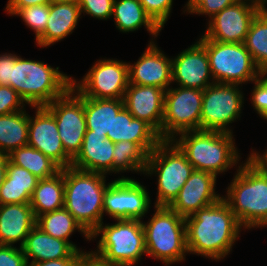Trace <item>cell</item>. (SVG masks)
<instances>
[{
	"mask_svg": "<svg viewBox=\"0 0 267 266\" xmlns=\"http://www.w3.org/2000/svg\"><path fill=\"white\" fill-rule=\"evenodd\" d=\"M185 224L188 253L214 260L230 253L242 228L223 198L185 218Z\"/></svg>",
	"mask_w": 267,
	"mask_h": 266,
	"instance_id": "1",
	"label": "cell"
},
{
	"mask_svg": "<svg viewBox=\"0 0 267 266\" xmlns=\"http://www.w3.org/2000/svg\"><path fill=\"white\" fill-rule=\"evenodd\" d=\"M64 208L91 236L103 222V196L106 175L84 171L72 166L63 168Z\"/></svg>",
	"mask_w": 267,
	"mask_h": 266,
	"instance_id": "2",
	"label": "cell"
},
{
	"mask_svg": "<svg viewBox=\"0 0 267 266\" xmlns=\"http://www.w3.org/2000/svg\"><path fill=\"white\" fill-rule=\"evenodd\" d=\"M245 229L267 226V174L249 158L222 197Z\"/></svg>",
	"mask_w": 267,
	"mask_h": 266,
	"instance_id": "3",
	"label": "cell"
},
{
	"mask_svg": "<svg viewBox=\"0 0 267 266\" xmlns=\"http://www.w3.org/2000/svg\"><path fill=\"white\" fill-rule=\"evenodd\" d=\"M172 141L185 154L194 170L218 174L240 160L233 134L218 131H184Z\"/></svg>",
	"mask_w": 267,
	"mask_h": 266,
	"instance_id": "4",
	"label": "cell"
},
{
	"mask_svg": "<svg viewBox=\"0 0 267 266\" xmlns=\"http://www.w3.org/2000/svg\"><path fill=\"white\" fill-rule=\"evenodd\" d=\"M73 78L42 61L19 57L14 66L10 87L29 106H46L72 87Z\"/></svg>",
	"mask_w": 267,
	"mask_h": 266,
	"instance_id": "5",
	"label": "cell"
},
{
	"mask_svg": "<svg viewBox=\"0 0 267 266\" xmlns=\"http://www.w3.org/2000/svg\"><path fill=\"white\" fill-rule=\"evenodd\" d=\"M117 223L103 225L90 236L96 239L99 234L97 251L90 253L108 264L133 266L145 255V238L143 222L139 220L122 219Z\"/></svg>",
	"mask_w": 267,
	"mask_h": 266,
	"instance_id": "6",
	"label": "cell"
},
{
	"mask_svg": "<svg viewBox=\"0 0 267 266\" xmlns=\"http://www.w3.org/2000/svg\"><path fill=\"white\" fill-rule=\"evenodd\" d=\"M153 217L143 223L146 254L165 265L185 260V218L168 206H155Z\"/></svg>",
	"mask_w": 267,
	"mask_h": 266,
	"instance_id": "7",
	"label": "cell"
},
{
	"mask_svg": "<svg viewBox=\"0 0 267 266\" xmlns=\"http://www.w3.org/2000/svg\"><path fill=\"white\" fill-rule=\"evenodd\" d=\"M193 171L180 148L172 140H162L148 154L144 172L158 177L155 206H169Z\"/></svg>",
	"mask_w": 267,
	"mask_h": 266,
	"instance_id": "8",
	"label": "cell"
},
{
	"mask_svg": "<svg viewBox=\"0 0 267 266\" xmlns=\"http://www.w3.org/2000/svg\"><path fill=\"white\" fill-rule=\"evenodd\" d=\"M198 42L206 49L214 82L241 85L263 75L243 43H222L203 36Z\"/></svg>",
	"mask_w": 267,
	"mask_h": 266,
	"instance_id": "9",
	"label": "cell"
},
{
	"mask_svg": "<svg viewBox=\"0 0 267 266\" xmlns=\"http://www.w3.org/2000/svg\"><path fill=\"white\" fill-rule=\"evenodd\" d=\"M203 90L168 88L164 96L162 140H172L184 131L200 130Z\"/></svg>",
	"mask_w": 267,
	"mask_h": 266,
	"instance_id": "10",
	"label": "cell"
},
{
	"mask_svg": "<svg viewBox=\"0 0 267 266\" xmlns=\"http://www.w3.org/2000/svg\"><path fill=\"white\" fill-rule=\"evenodd\" d=\"M238 86L214 82L203 90L200 130L232 134L228 126L240 117L244 103Z\"/></svg>",
	"mask_w": 267,
	"mask_h": 266,
	"instance_id": "11",
	"label": "cell"
},
{
	"mask_svg": "<svg viewBox=\"0 0 267 266\" xmlns=\"http://www.w3.org/2000/svg\"><path fill=\"white\" fill-rule=\"evenodd\" d=\"M75 93V94H74ZM74 94V95H73ZM54 116L65 152L74 159L86 133L84 96L72 86L64 95L45 106Z\"/></svg>",
	"mask_w": 267,
	"mask_h": 266,
	"instance_id": "12",
	"label": "cell"
},
{
	"mask_svg": "<svg viewBox=\"0 0 267 266\" xmlns=\"http://www.w3.org/2000/svg\"><path fill=\"white\" fill-rule=\"evenodd\" d=\"M72 86L82 96L96 99H124L129 84L128 63L101 59L95 63L81 82Z\"/></svg>",
	"mask_w": 267,
	"mask_h": 266,
	"instance_id": "13",
	"label": "cell"
},
{
	"mask_svg": "<svg viewBox=\"0 0 267 266\" xmlns=\"http://www.w3.org/2000/svg\"><path fill=\"white\" fill-rule=\"evenodd\" d=\"M146 188L134 179L118 178L107 186L103 196V213L116 220H139L150 207Z\"/></svg>",
	"mask_w": 267,
	"mask_h": 266,
	"instance_id": "14",
	"label": "cell"
},
{
	"mask_svg": "<svg viewBox=\"0 0 267 266\" xmlns=\"http://www.w3.org/2000/svg\"><path fill=\"white\" fill-rule=\"evenodd\" d=\"M262 9L246 1H236L209 19L203 35L222 43H243L250 24Z\"/></svg>",
	"mask_w": 267,
	"mask_h": 266,
	"instance_id": "15",
	"label": "cell"
},
{
	"mask_svg": "<svg viewBox=\"0 0 267 266\" xmlns=\"http://www.w3.org/2000/svg\"><path fill=\"white\" fill-rule=\"evenodd\" d=\"M36 108L35 117L29 115L28 144L52 159L61 168L71 166L72 158L65 152L53 114L45 106Z\"/></svg>",
	"mask_w": 267,
	"mask_h": 266,
	"instance_id": "16",
	"label": "cell"
},
{
	"mask_svg": "<svg viewBox=\"0 0 267 266\" xmlns=\"http://www.w3.org/2000/svg\"><path fill=\"white\" fill-rule=\"evenodd\" d=\"M216 178L212 173L194 170L168 207L187 218L199 209L215 204L223 197L215 192Z\"/></svg>",
	"mask_w": 267,
	"mask_h": 266,
	"instance_id": "17",
	"label": "cell"
},
{
	"mask_svg": "<svg viewBox=\"0 0 267 266\" xmlns=\"http://www.w3.org/2000/svg\"><path fill=\"white\" fill-rule=\"evenodd\" d=\"M171 73L172 82L184 88L204 90L214 83L206 49L198 41L172 59Z\"/></svg>",
	"mask_w": 267,
	"mask_h": 266,
	"instance_id": "18",
	"label": "cell"
},
{
	"mask_svg": "<svg viewBox=\"0 0 267 266\" xmlns=\"http://www.w3.org/2000/svg\"><path fill=\"white\" fill-rule=\"evenodd\" d=\"M165 90L154 86L128 84L124 107L136 118L148 123L162 139Z\"/></svg>",
	"mask_w": 267,
	"mask_h": 266,
	"instance_id": "19",
	"label": "cell"
},
{
	"mask_svg": "<svg viewBox=\"0 0 267 266\" xmlns=\"http://www.w3.org/2000/svg\"><path fill=\"white\" fill-rule=\"evenodd\" d=\"M171 70L172 58L166 57L151 40L137 62L132 65L128 63L129 83L159 87L166 91L172 83Z\"/></svg>",
	"mask_w": 267,
	"mask_h": 266,
	"instance_id": "20",
	"label": "cell"
},
{
	"mask_svg": "<svg viewBox=\"0 0 267 266\" xmlns=\"http://www.w3.org/2000/svg\"><path fill=\"white\" fill-rule=\"evenodd\" d=\"M113 151L114 143L106 138V134H93V131L86 130L81 150L71 166L107 175L113 172Z\"/></svg>",
	"mask_w": 267,
	"mask_h": 266,
	"instance_id": "21",
	"label": "cell"
},
{
	"mask_svg": "<svg viewBox=\"0 0 267 266\" xmlns=\"http://www.w3.org/2000/svg\"><path fill=\"white\" fill-rule=\"evenodd\" d=\"M36 226V218L30 203L0 205V245L12 246L26 237Z\"/></svg>",
	"mask_w": 267,
	"mask_h": 266,
	"instance_id": "22",
	"label": "cell"
},
{
	"mask_svg": "<svg viewBox=\"0 0 267 266\" xmlns=\"http://www.w3.org/2000/svg\"><path fill=\"white\" fill-rule=\"evenodd\" d=\"M136 143L147 155L162 141L159 134L145 121L134 118L123 107L113 117L112 142Z\"/></svg>",
	"mask_w": 267,
	"mask_h": 266,
	"instance_id": "23",
	"label": "cell"
},
{
	"mask_svg": "<svg viewBox=\"0 0 267 266\" xmlns=\"http://www.w3.org/2000/svg\"><path fill=\"white\" fill-rule=\"evenodd\" d=\"M81 14L78 1H52L46 29L36 43L40 47H47L64 39L76 28Z\"/></svg>",
	"mask_w": 267,
	"mask_h": 266,
	"instance_id": "24",
	"label": "cell"
},
{
	"mask_svg": "<svg viewBox=\"0 0 267 266\" xmlns=\"http://www.w3.org/2000/svg\"><path fill=\"white\" fill-rule=\"evenodd\" d=\"M28 263L57 260L70 257L76 249L68 241L50 236L35 226L21 247Z\"/></svg>",
	"mask_w": 267,
	"mask_h": 266,
	"instance_id": "25",
	"label": "cell"
},
{
	"mask_svg": "<svg viewBox=\"0 0 267 266\" xmlns=\"http://www.w3.org/2000/svg\"><path fill=\"white\" fill-rule=\"evenodd\" d=\"M38 181L27 169L8 160L6 176L0 187V205L30 203Z\"/></svg>",
	"mask_w": 267,
	"mask_h": 266,
	"instance_id": "26",
	"label": "cell"
},
{
	"mask_svg": "<svg viewBox=\"0 0 267 266\" xmlns=\"http://www.w3.org/2000/svg\"><path fill=\"white\" fill-rule=\"evenodd\" d=\"M124 107L123 99H96L84 97L87 130L93 134H106L112 141L113 117Z\"/></svg>",
	"mask_w": 267,
	"mask_h": 266,
	"instance_id": "27",
	"label": "cell"
},
{
	"mask_svg": "<svg viewBox=\"0 0 267 266\" xmlns=\"http://www.w3.org/2000/svg\"><path fill=\"white\" fill-rule=\"evenodd\" d=\"M112 17L121 32H133L145 26L153 37H157L161 28L146 13L139 0H114Z\"/></svg>",
	"mask_w": 267,
	"mask_h": 266,
	"instance_id": "28",
	"label": "cell"
},
{
	"mask_svg": "<svg viewBox=\"0 0 267 266\" xmlns=\"http://www.w3.org/2000/svg\"><path fill=\"white\" fill-rule=\"evenodd\" d=\"M64 195L63 168L55 176L39 179L30 201L35 218L44 213L64 208Z\"/></svg>",
	"mask_w": 267,
	"mask_h": 266,
	"instance_id": "29",
	"label": "cell"
},
{
	"mask_svg": "<svg viewBox=\"0 0 267 266\" xmlns=\"http://www.w3.org/2000/svg\"><path fill=\"white\" fill-rule=\"evenodd\" d=\"M29 115L26 110L0 115V154L9 155L13 150L28 144Z\"/></svg>",
	"mask_w": 267,
	"mask_h": 266,
	"instance_id": "30",
	"label": "cell"
},
{
	"mask_svg": "<svg viewBox=\"0 0 267 266\" xmlns=\"http://www.w3.org/2000/svg\"><path fill=\"white\" fill-rule=\"evenodd\" d=\"M36 226L44 233L52 237L68 241L76 249L75 244L70 242L69 237L75 230L83 233L84 237L91 240L90 235L83 229V227L74 219L71 213L65 208L44 213L36 218Z\"/></svg>",
	"mask_w": 267,
	"mask_h": 266,
	"instance_id": "31",
	"label": "cell"
},
{
	"mask_svg": "<svg viewBox=\"0 0 267 266\" xmlns=\"http://www.w3.org/2000/svg\"><path fill=\"white\" fill-rule=\"evenodd\" d=\"M7 156L12 164L27 169L38 179L55 176L62 169L52 159L29 145L15 149Z\"/></svg>",
	"mask_w": 267,
	"mask_h": 266,
	"instance_id": "32",
	"label": "cell"
},
{
	"mask_svg": "<svg viewBox=\"0 0 267 266\" xmlns=\"http://www.w3.org/2000/svg\"><path fill=\"white\" fill-rule=\"evenodd\" d=\"M243 44L258 68L267 74V9L261 10L252 20Z\"/></svg>",
	"mask_w": 267,
	"mask_h": 266,
	"instance_id": "33",
	"label": "cell"
},
{
	"mask_svg": "<svg viewBox=\"0 0 267 266\" xmlns=\"http://www.w3.org/2000/svg\"><path fill=\"white\" fill-rule=\"evenodd\" d=\"M148 155L134 142L114 143L113 173L135 171L144 174Z\"/></svg>",
	"mask_w": 267,
	"mask_h": 266,
	"instance_id": "34",
	"label": "cell"
},
{
	"mask_svg": "<svg viewBox=\"0 0 267 266\" xmlns=\"http://www.w3.org/2000/svg\"><path fill=\"white\" fill-rule=\"evenodd\" d=\"M49 11L50 3L20 8L14 15L22 17L26 26L34 30L37 39L46 29Z\"/></svg>",
	"mask_w": 267,
	"mask_h": 266,
	"instance_id": "35",
	"label": "cell"
},
{
	"mask_svg": "<svg viewBox=\"0 0 267 266\" xmlns=\"http://www.w3.org/2000/svg\"><path fill=\"white\" fill-rule=\"evenodd\" d=\"M237 0H188L185 11L190 14H205L212 18L224 8L233 5Z\"/></svg>",
	"mask_w": 267,
	"mask_h": 266,
	"instance_id": "36",
	"label": "cell"
},
{
	"mask_svg": "<svg viewBox=\"0 0 267 266\" xmlns=\"http://www.w3.org/2000/svg\"><path fill=\"white\" fill-rule=\"evenodd\" d=\"M146 13L162 29L169 18L173 0H139Z\"/></svg>",
	"mask_w": 267,
	"mask_h": 266,
	"instance_id": "37",
	"label": "cell"
},
{
	"mask_svg": "<svg viewBox=\"0 0 267 266\" xmlns=\"http://www.w3.org/2000/svg\"><path fill=\"white\" fill-rule=\"evenodd\" d=\"M81 13H86L99 20L112 17L114 0H78Z\"/></svg>",
	"mask_w": 267,
	"mask_h": 266,
	"instance_id": "38",
	"label": "cell"
},
{
	"mask_svg": "<svg viewBox=\"0 0 267 266\" xmlns=\"http://www.w3.org/2000/svg\"><path fill=\"white\" fill-rule=\"evenodd\" d=\"M24 100L10 86L0 85V115L24 110Z\"/></svg>",
	"mask_w": 267,
	"mask_h": 266,
	"instance_id": "39",
	"label": "cell"
},
{
	"mask_svg": "<svg viewBox=\"0 0 267 266\" xmlns=\"http://www.w3.org/2000/svg\"><path fill=\"white\" fill-rule=\"evenodd\" d=\"M253 83L255 85L251 95L252 105L259 116L267 120V74H263Z\"/></svg>",
	"mask_w": 267,
	"mask_h": 266,
	"instance_id": "40",
	"label": "cell"
},
{
	"mask_svg": "<svg viewBox=\"0 0 267 266\" xmlns=\"http://www.w3.org/2000/svg\"><path fill=\"white\" fill-rule=\"evenodd\" d=\"M0 266H27L22 248L0 245Z\"/></svg>",
	"mask_w": 267,
	"mask_h": 266,
	"instance_id": "41",
	"label": "cell"
},
{
	"mask_svg": "<svg viewBox=\"0 0 267 266\" xmlns=\"http://www.w3.org/2000/svg\"><path fill=\"white\" fill-rule=\"evenodd\" d=\"M87 252L76 250L70 257L57 260L27 263V266H80Z\"/></svg>",
	"mask_w": 267,
	"mask_h": 266,
	"instance_id": "42",
	"label": "cell"
},
{
	"mask_svg": "<svg viewBox=\"0 0 267 266\" xmlns=\"http://www.w3.org/2000/svg\"><path fill=\"white\" fill-rule=\"evenodd\" d=\"M20 56L16 54L0 55V85L10 86L12 66Z\"/></svg>",
	"mask_w": 267,
	"mask_h": 266,
	"instance_id": "43",
	"label": "cell"
},
{
	"mask_svg": "<svg viewBox=\"0 0 267 266\" xmlns=\"http://www.w3.org/2000/svg\"><path fill=\"white\" fill-rule=\"evenodd\" d=\"M52 1L53 0H8L5 11H7L9 15H14L20 8L49 4Z\"/></svg>",
	"mask_w": 267,
	"mask_h": 266,
	"instance_id": "44",
	"label": "cell"
},
{
	"mask_svg": "<svg viewBox=\"0 0 267 266\" xmlns=\"http://www.w3.org/2000/svg\"><path fill=\"white\" fill-rule=\"evenodd\" d=\"M255 165H257L265 174H267V149L263 155L252 151L248 157Z\"/></svg>",
	"mask_w": 267,
	"mask_h": 266,
	"instance_id": "45",
	"label": "cell"
},
{
	"mask_svg": "<svg viewBox=\"0 0 267 266\" xmlns=\"http://www.w3.org/2000/svg\"><path fill=\"white\" fill-rule=\"evenodd\" d=\"M80 266H126V265L105 263V262L101 261L99 258L92 255L90 252H88L84 256Z\"/></svg>",
	"mask_w": 267,
	"mask_h": 266,
	"instance_id": "46",
	"label": "cell"
},
{
	"mask_svg": "<svg viewBox=\"0 0 267 266\" xmlns=\"http://www.w3.org/2000/svg\"><path fill=\"white\" fill-rule=\"evenodd\" d=\"M8 156L0 154V187L2 186L7 170Z\"/></svg>",
	"mask_w": 267,
	"mask_h": 266,
	"instance_id": "47",
	"label": "cell"
},
{
	"mask_svg": "<svg viewBox=\"0 0 267 266\" xmlns=\"http://www.w3.org/2000/svg\"><path fill=\"white\" fill-rule=\"evenodd\" d=\"M267 0H257V6L260 7L262 10L267 9L266 4Z\"/></svg>",
	"mask_w": 267,
	"mask_h": 266,
	"instance_id": "48",
	"label": "cell"
},
{
	"mask_svg": "<svg viewBox=\"0 0 267 266\" xmlns=\"http://www.w3.org/2000/svg\"><path fill=\"white\" fill-rule=\"evenodd\" d=\"M237 1H246L257 6V0H237Z\"/></svg>",
	"mask_w": 267,
	"mask_h": 266,
	"instance_id": "49",
	"label": "cell"
},
{
	"mask_svg": "<svg viewBox=\"0 0 267 266\" xmlns=\"http://www.w3.org/2000/svg\"><path fill=\"white\" fill-rule=\"evenodd\" d=\"M53 1H66V2H73V1H78V0H53Z\"/></svg>",
	"mask_w": 267,
	"mask_h": 266,
	"instance_id": "50",
	"label": "cell"
}]
</instances>
